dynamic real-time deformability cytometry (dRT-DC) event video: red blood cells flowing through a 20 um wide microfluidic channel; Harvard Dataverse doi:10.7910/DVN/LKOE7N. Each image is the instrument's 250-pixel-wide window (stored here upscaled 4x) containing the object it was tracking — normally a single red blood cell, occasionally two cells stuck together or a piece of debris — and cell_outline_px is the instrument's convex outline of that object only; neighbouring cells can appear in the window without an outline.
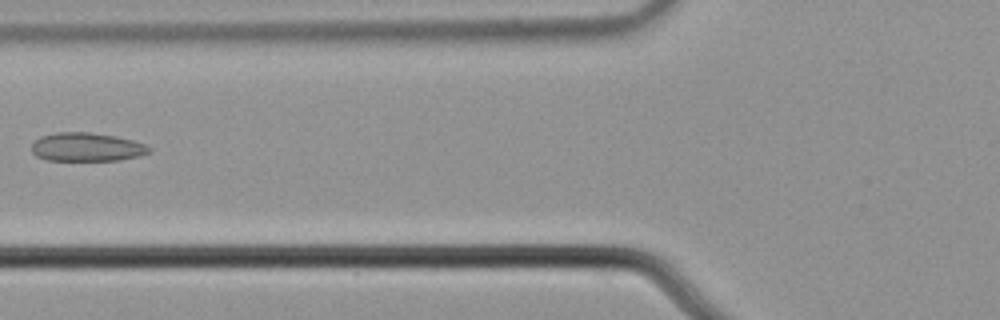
{"species": "common noctule bat (a hibernating species)", "species_latin": "Nyctalus noctula", "temperature_condition": "cold", "stored_images_in_passage": 6, "camera_frame_rate_fps": 3000, "um_per_image_px": 0.085, "animal": {"sex": "male", "body_mass_g": 21.5, "forearm_length_mm": 52.0}, "frame": {"image": 1, "passage_image": 5, "time_ms": 1.333, "image_size_px": [1000, 320], "cell_outline_px": [[152, 152], [140, 156], [120, 160], [48, 160], [36, 156], [32, 152], [32, 144], [40, 136], [56, 132], [88, 132], [116, 136], [132, 140], [144, 144], [152, 148]], "centroid_in_image_um": [7.39, 12.5], "position_along_channel_um": 118.4, "area_um2": 19.65}}
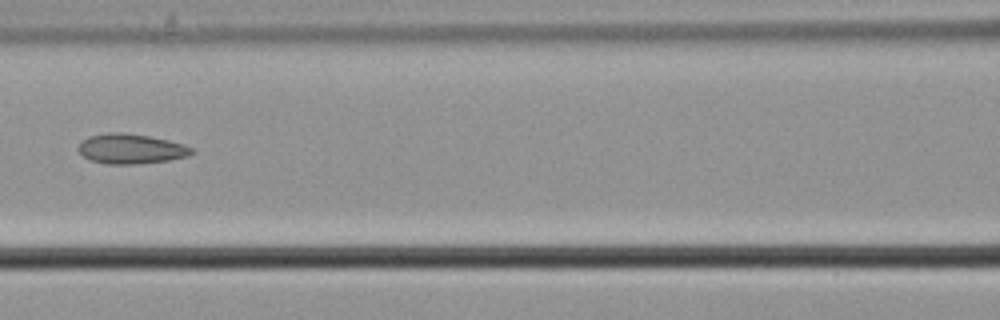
{"frame": {"image": 2, "passage_image": 6, "time_ms": 1.667, "image_size_px": [1000, 320], "cell_outline_px": [[196, 152], [188, 156], [168, 160], [136, 164], [108, 164], [88, 160], [76, 148], [88, 136], [108, 132], [124, 132], [148, 136], [168, 140], [184, 144], [192, 148]], "centroid_in_image_um": [11.13, 12.65], "position_along_channel_um": 155.5, "area_um2": 19.83}}